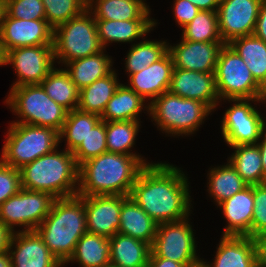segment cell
Masks as SVG:
<instances>
[{"mask_svg": "<svg viewBox=\"0 0 266 267\" xmlns=\"http://www.w3.org/2000/svg\"><path fill=\"white\" fill-rule=\"evenodd\" d=\"M182 39L194 42H223L218 30L217 11L200 10L182 30Z\"/></svg>", "mask_w": 266, "mask_h": 267, "instance_id": "obj_38", "label": "cell"}, {"mask_svg": "<svg viewBox=\"0 0 266 267\" xmlns=\"http://www.w3.org/2000/svg\"><path fill=\"white\" fill-rule=\"evenodd\" d=\"M157 225L129 196L122 195L118 233L142 240L151 246L156 236Z\"/></svg>", "mask_w": 266, "mask_h": 267, "instance_id": "obj_25", "label": "cell"}, {"mask_svg": "<svg viewBox=\"0 0 266 267\" xmlns=\"http://www.w3.org/2000/svg\"><path fill=\"white\" fill-rule=\"evenodd\" d=\"M5 65V52L2 48V43L0 40V66H4Z\"/></svg>", "mask_w": 266, "mask_h": 267, "instance_id": "obj_52", "label": "cell"}, {"mask_svg": "<svg viewBox=\"0 0 266 267\" xmlns=\"http://www.w3.org/2000/svg\"><path fill=\"white\" fill-rule=\"evenodd\" d=\"M257 144L261 153V161L263 165L264 176L266 177V126L263 129L260 140L258 141Z\"/></svg>", "mask_w": 266, "mask_h": 267, "instance_id": "obj_50", "label": "cell"}, {"mask_svg": "<svg viewBox=\"0 0 266 267\" xmlns=\"http://www.w3.org/2000/svg\"><path fill=\"white\" fill-rule=\"evenodd\" d=\"M254 213L251 238L266 234V183L253 185Z\"/></svg>", "mask_w": 266, "mask_h": 267, "instance_id": "obj_42", "label": "cell"}, {"mask_svg": "<svg viewBox=\"0 0 266 267\" xmlns=\"http://www.w3.org/2000/svg\"><path fill=\"white\" fill-rule=\"evenodd\" d=\"M173 68L172 56L167 52L157 62L152 63L142 71L131 74L128 82L130 84L127 86L146 99V102L148 100L152 102L168 91Z\"/></svg>", "mask_w": 266, "mask_h": 267, "instance_id": "obj_20", "label": "cell"}, {"mask_svg": "<svg viewBox=\"0 0 266 267\" xmlns=\"http://www.w3.org/2000/svg\"><path fill=\"white\" fill-rule=\"evenodd\" d=\"M227 101L229 103L232 101L234 104L224 112L221 122V135L225 143L229 147L257 144L266 126V119L251 104L252 102L265 104L264 99H227Z\"/></svg>", "mask_w": 266, "mask_h": 267, "instance_id": "obj_10", "label": "cell"}, {"mask_svg": "<svg viewBox=\"0 0 266 267\" xmlns=\"http://www.w3.org/2000/svg\"><path fill=\"white\" fill-rule=\"evenodd\" d=\"M46 21L53 27L68 22L87 9V0H42Z\"/></svg>", "mask_w": 266, "mask_h": 267, "instance_id": "obj_40", "label": "cell"}, {"mask_svg": "<svg viewBox=\"0 0 266 267\" xmlns=\"http://www.w3.org/2000/svg\"><path fill=\"white\" fill-rule=\"evenodd\" d=\"M102 50L95 18L88 9L54 28L53 52L54 60H58V64L65 65Z\"/></svg>", "mask_w": 266, "mask_h": 267, "instance_id": "obj_8", "label": "cell"}, {"mask_svg": "<svg viewBox=\"0 0 266 267\" xmlns=\"http://www.w3.org/2000/svg\"><path fill=\"white\" fill-rule=\"evenodd\" d=\"M253 34L266 43V0L261 3Z\"/></svg>", "mask_w": 266, "mask_h": 267, "instance_id": "obj_46", "label": "cell"}, {"mask_svg": "<svg viewBox=\"0 0 266 267\" xmlns=\"http://www.w3.org/2000/svg\"><path fill=\"white\" fill-rule=\"evenodd\" d=\"M168 91L186 99L206 104L212 111L219 105L215 73H203L173 68Z\"/></svg>", "mask_w": 266, "mask_h": 267, "instance_id": "obj_17", "label": "cell"}, {"mask_svg": "<svg viewBox=\"0 0 266 267\" xmlns=\"http://www.w3.org/2000/svg\"><path fill=\"white\" fill-rule=\"evenodd\" d=\"M223 42H194L182 39L168 52L172 56L174 68L203 73H215L216 64Z\"/></svg>", "mask_w": 266, "mask_h": 267, "instance_id": "obj_18", "label": "cell"}, {"mask_svg": "<svg viewBox=\"0 0 266 267\" xmlns=\"http://www.w3.org/2000/svg\"><path fill=\"white\" fill-rule=\"evenodd\" d=\"M214 261H204L207 267H256L253 239L249 236H223L216 248Z\"/></svg>", "mask_w": 266, "mask_h": 267, "instance_id": "obj_22", "label": "cell"}, {"mask_svg": "<svg viewBox=\"0 0 266 267\" xmlns=\"http://www.w3.org/2000/svg\"><path fill=\"white\" fill-rule=\"evenodd\" d=\"M145 101L141 95L121 83L112 98L107 102L106 108L100 116L101 120L105 122L140 121L139 116L142 110H146L149 114L150 103H145ZM145 104L147 105L145 106Z\"/></svg>", "mask_w": 266, "mask_h": 267, "instance_id": "obj_26", "label": "cell"}, {"mask_svg": "<svg viewBox=\"0 0 266 267\" xmlns=\"http://www.w3.org/2000/svg\"><path fill=\"white\" fill-rule=\"evenodd\" d=\"M217 93L221 99H264L265 90L255 81L238 53L229 45L221 48L215 70Z\"/></svg>", "mask_w": 266, "mask_h": 267, "instance_id": "obj_9", "label": "cell"}, {"mask_svg": "<svg viewBox=\"0 0 266 267\" xmlns=\"http://www.w3.org/2000/svg\"><path fill=\"white\" fill-rule=\"evenodd\" d=\"M21 189L20 170L0 160V205Z\"/></svg>", "mask_w": 266, "mask_h": 267, "instance_id": "obj_43", "label": "cell"}, {"mask_svg": "<svg viewBox=\"0 0 266 267\" xmlns=\"http://www.w3.org/2000/svg\"><path fill=\"white\" fill-rule=\"evenodd\" d=\"M112 57L105 54V49L99 53L66 63L65 70L79 90L91 85L97 79L109 75L113 71Z\"/></svg>", "mask_w": 266, "mask_h": 267, "instance_id": "obj_28", "label": "cell"}, {"mask_svg": "<svg viewBox=\"0 0 266 267\" xmlns=\"http://www.w3.org/2000/svg\"><path fill=\"white\" fill-rule=\"evenodd\" d=\"M4 11L16 19L46 20L42 0H4Z\"/></svg>", "mask_w": 266, "mask_h": 267, "instance_id": "obj_41", "label": "cell"}, {"mask_svg": "<svg viewBox=\"0 0 266 267\" xmlns=\"http://www.w3.org/2000/svg\"><path fill=\"white\" fill-rule=\"evenodd\" d=\"M107 151L106 122L100 120L86 135L85 139L72 152L76 163L80 166L85 161L97 157Z\"/></svg>", "mask_w": 266, "mask_h": 267, "instance_id": "obj_39", "label": "cell"}, {"mask_svg": "<svg viewBox=\"0 0 266 267\" xmlns=\"http://www.w3.org/2000/svg\"><path fill=\"white\" fill-rule=\"evenodd\" d=\"M142 156L106 152L79 166V196H129L142 170L150 164Z\"/></svg>", "mask_w": 266, "mask_h": 267, "instance_id": "obj_2", "label": "cell"}, {"mask_svg": "<svg viewBox=\"0 0 266 267\" xmlns=\"http://www.w3.org/2000/svg\"><path fill=\"white\" fill-rule=\"evenodd\" d=\"M87 9L95 19L155 20L145 0H87Z\"/></svg>", "mask_w": 266, "mask_h": 267, "instance_id": "obj_24", "label": "cell"}, {"mask_svg": "<svg viewBox=\"0 0 266 267\" xmlns=\"http://www.w3.org/2000/svg\"><path fill=\"white\" fill-rule=\"evenodd\" d=\"M54 28L46 20H23L5 12L0 25V40L4 52L20 47L53 45Z\"/></svg>", "mask_w": 266, "mask_h": 267, "instance_id": "obj_15", "label": "cell"}, {"mask_svg": "<svg viewBox=\"0 0 266 267\" xmlns=\"http://www.w3.org/2000/svg\"><path fill=\"white\" fill-rule=\"evenodd\" d=\"M143 38V41L132 44L125 60L126 73L134 74L157 62L168 52L169 43Z\"/></svg>", "mask_w": 266, "mask_h": 267, "instance_id": "obj_36", "label": "cell"}, {"mask_svg": "<svg viewBox=\"0 0 266 267\" xmlns=\"http://www.w3.org/2000/svg\"><path fill=\"white\" fill-rule=\"evenodd\" d=\"M4 0H0V25L4 14Z\"/></svg>", "mask_w": 266, "mask_h": 267, "instance_id": "obj_53", "label": "cell"}, {"mask_svg": "<svg viewBox=\"0 0 266 267\" xmlns=\"http://www.w3.org/2000/svg\"><path fill=\"white\" fill-rule=\"evenodd\" d=\"M47 95L68 111L77 109L79 102V89L72 82L65 68H53L41 82Z\"/></svg>", "mask_w": 266, "mask_h": 267, "instance_id": "obj_34", "label": "cell"}, {"mask_svg": "<svg viewBox=\"0 0 266 267\" xmlns=\"http://www.w3.org/2000/svg\"><path fill=\"white\" fill-rule=\"evenodd\" d=\"M208 172L207 191L217 206L248 186L228 160L226 165L211 167Z\"/></svg>", "mask_w": 266, "mask_h": 267, "instance_id": "obj_33", "label": "cell"}, {"mask_svg": "<svg viewBox=\"0 0 266 267\" xmlns=\"http://www.w3.org/2000/svg\"><path fill=\"white\" fill-rule=\"evenodd\" d=\"M141 124L139 121H110L106 122L107 151L124 155L141 156L131 152L135 145L137 133Z\"/></svg>", "mask_w": 266, "mask_h": 267, "instance_id": "obj_37", "label": "cell"}, {"mask_svg": "<svg viewBox=\"0 0 266 267\" xmlns=\"http://www.w3.org/2000/svg\"><path fill=\"white\" fill-rule=\"evenodd\" d=\"M0 267H12V260L9 251L0 254Z\"/></svg>", "mask_w": 266, "mask_h": 267, "instance_id": "obj_51", "label": "cell"}, {"mask_svg": "<svg viewBox=\"0 0 266 267\" xmlns=\"http://www.w3.org/2000/svg\"><path fill=\"white\" fill-rule=\"evenodd\" d=\"M0 160L20 169L56 149L59 133L49 127L10 123Z\"/></svg>", "mask_w": 266, "mask_h": 267, "instance_id": "obj_7", "label": "cell"}, {"mask_svg": "<svg viewBox=\"0 0 266 267\" xmlns=\"http://www.w3.org/2000/svg\"><path fill=\"white\" fill-rule=\"evenodd\" d=\"M8 251L12 267H61L36 230L15 231Z\"/></svg>", "mask_w": 266, "mask_h": 267, "instance_id": "obj_19", "label": "cell"}, {"mask_svg": "<svg viewBox=\"0 0 266 267\" xmlns=\"http://www.w3.org/2000/svg\"><path fill=\"white\" fill-rule=\"evenodd\" d=\"M100 120L101 117L94 113L83 112L79 109L68 111L63 128L59 133V143L66 139L65 149L73 152Z\"/></svg>", "mask_w": 266, "mask_h": 267, "instance_id": "obj_35", "label": "cell"}, {"mask_svg": "<svg viewBox=\"0 0 266 267\" xmlns=\"http://www.w3.org/2000/svg\"><path fill=\"white\" fill-rule=\"evenodd\" d=\"M70 262H77L82 267H104L109 265V238L86 232L76 243L72 256L68 261L61 263V267Z\"/></svg>", "mask_w": 266, "mask_h": 267, "instance_id": "obj_29", "label": "cell"}, {"mask_svg": "<svg viewBox=\"0 0 266 267\" xmlns=\"http://www.w3.org/2000/svg\"><path fill=\"white\" fill-rule=\"evenodd\" d=\"M189 221L188 216L180 221L158 224L150 246L151 253L185 265H195L202 261L196 253V238Z\"/></svg>", "mask_w": 266, "mask_h": 267, "instance_id": "obj_12", "label": "cell"}, {"mask_svg": "<svg viewBox=\"0 0 266 267\" xmlns=\"http://www.w3.org/2000/svg\"><path fill=\"white\" fill-rule=\"evenodd\" d=\"M189 181L180 168L169 163H150L140 171L129 197L157 224L190 216Z\"/></svg>", "mask_w": 266, "mask_h": 267, "instance_id": "obj_1", "label": "cell"}, {"mask_svg": "<svg viewBox=\"0 0 266 267\" xmlns=\"http://www.w3.org/2000/svg\"><path fill=\"white\" fill-rule=\"evenodd\" d=\"M263 0H220L218 30L224 44L252 35Z\"/></svg>", "mask_w": 266, "mask_h": 267, "instance_id": "obj_14", "label": "cell"}, {"mask_svg": "<svg viewBox=\"0 0 266 267\" xmlns=\"http://www.w3.org/2000/svg\"><path fill=\"white\" fill-rule=\"evenodd\" d=\"M20 120L11 123L49 127L60 133L68 110L52 100L41 84L11 87L5 99Z\"/></svg>", "mask_w": 266, "mask_h": 267, "instance_id": "obj_6", "label": "cell"}, {"mask_svg": "<svg viewBox=\"0 0 266 267\" xmlns=\"http://www.w3.org/2000/svg\"><path fill=\"white\" fill-rule=\"evenodd\" d=\"M149 115L157 128L167 136H189L194 134L212 110L203 102L186 99L164 92L149 102Z\"/></svg>", "mask_w": 266, "mask_h": 267, "instance_id": "obj_5", "label": "cell"}, {"mask_svg": "<svg viewBox=\"0 0 266 267\" xmlns=\"http://www.w3.org/2000/svg\"><path fill=\"white\" fill-rule=\"evenodd\" d=\"M36 231L60 263L68 261L76 243L87 232L83 196L54 199Z\"/></svg>", "mask_w": 266, "mask_h": 267, "instance_id": "obj_3", "label": "cell"}, {"mask_svg": "<svg viewBox=\"0 0 266 267\" xmlns=\"http://www.w3.org/2000/svg\"><path fill=\"white\" fill-rule=\"evenodd\" d=\"M256 253V266L266 267V234L253 237Z\"/></svg>", "mask_w": 266, "mask_h": 267, "instance_id": "obj_45", "label": "cell"}, {"mask_svg": "<svg viewBox=\"0 0 266 267\" xmlns=\"http://www.w3.org/2000/svg\"><path fill=\"white\" fill-rule=\"evenodd\" d=\"M228 44L246 63L255 81L266 90V43L252 34L235 38Z\"/></svg>", "mask_w": 266, "mask_h": 267, "instance_id": "obj_30", "label": "cell"}, {"mask_svg": "<svg viewBox=\"0 0 266 267\" xmlns=\"http://www.w3.org/2000/svg\"><path fill=\"white\" fill-rule=\"evenodd\" d=\"M117 75L116 70H113L109 75L97 79L91 85L79 90L77 109L101 116L107 102L121 84L118 82Z\"/></svg>", "mask_w": 266, "mask_h": 267, "instance_id": "obj_31", "label": "cell"}, {"mask_svg": "<svg viewBox=\"0 0 266 267\" xmlns=\"http://www.w3.org/2000/svg\"><path fill=\"white\" fill-rule=\"evenodd\" d=\"M87 232L111 238L118 233L122 195L83 196Z\"/></svg>", "mask_w": 266, "mask_h": 267, "instance_id": "obj_16", "label": "cell"}, {"mask_svg": "<svg viewBox=\"0 0 266 267\" xmlns=\"http://www.w3.org/2000/svg\"><path fill=\"white\" fill-rule=\"evenodd\" d=\"M149 267H190L193 265H185L183 263H179L170 259H166L163 257H156L151 252L149 254L148 259Z\"/></svg>", "mask_w": 266, "mask_h": 267, "instance_id": "obj_48", "label": "cell"}, {"mask_svg": "<svg viewBox=\"0 0 266 267\" xmlns=\"http://www.w3.org/2000/svg\"><path fill=\"white\" fill-rule=\"evenodd\" d=\"M264 102H266V90H265V97H264Z\"/></svg>", "mask_w": 266, "mask_h": 267, "instance_id": "obj_56", "label": "cell"}, {"mask_svg": "<svg viewBox=\"0 0 266 267\" xmlns=\"http://www.w3.org/2000/svg\"><path fill=\"white\" fill-rule=\"evenodd\" d=\"M104 267H117V266H114V265H112V264H109V265L104 266Z\"/></svg>", "mask_w": 266, "mask_h": 267, "instance_id": "obj_55", "label": "cell"}, {"mask_svg": "<svg viewBox=\"0 0 266 267\" xmlns=\"http://www.w3.org/2000/svg\"><path fill=\"white\" fill-rule=\"evenodd\" d=\"M235 151L228 161L248 186L266 183L258 144L230 146Z\"/></svg>", "mask_w": 266, "mask_h": 267, "instance_id": "obj_32", "label": "cell"}, {"mask_svg": "<svg viewBox=\"0 0 266 267\" xmlns=\"http://www.w3.org/2000/svg\"><path fill=\"white\" fill-rule=\"evenodd\" d=\"M97 34L103 49L110 43H132L143 39L157 25L156 20L95 19ZM143 36V37H142Z\"/></svg>", "mask_w": 266, "mask_h": 267, "instance_id": "obj_23", "label": "cell"}, {"mask_svg": "<svg viewBox=\"0 0 266 267\" xmlns=\"http://www.w3.org/2000/svg\"><path fill=\"white\" fill-rule=\"evenodd\" d=\"M227 220L223 236L251 237L254 213L253 186H247L218 205Z\"/></svg>", "mask_w": 266, "mask_h": 267, "instance_id": "obj_21", "label": "cell"}, {"mask_svg": "<svg viewBox=\"0 0 266 267\" xmlns=\"http://www.w3.org/2000/svg\"><path fill=\"white\" fill-rule=\"evenodd\" d=\"M57 149L19 169L21 188L46 192L55 199L77 195L79 166L72 152Z\"/></svg>", "mask_w": 266, "mask_h": 267, "instance_id": "obj_4", "label": "cell"}, {"mask_svg": "<svg viewBox=\"0 0 266 267\" xmlns=\"http://www.w3.org/2000/svg\"><path fill=\"white\" fill-rule=\"evenodd\" d=\"M199 11L200 9L188 0H174V19L181 28L188 25Z\"/></svg>", "mask_w": 266, "mask_h": 267, "instance_id": "obj_44", "label": "cell"}, {"mask_svg": "<svg viewBox=\"0 0 266 267\" xmlns=\"http://www.w3.org/2000/svg\"><path fill=\"white\" fill-rule=\"evenodd\" d=\"M190 267H207L203 261H200L199 263L193 265V266H190Z\"/></svg>", "mask_w": 266, "mask_h": 267, "instance_id": "obj_54", "label": "cell"}, {"mask_svg": "<svg viewBox=\"0 0 266 267\" xmlns=\"http://www.w3.org/2000/svg\"><path fill=\"white\" fill-rule=\"evenodd\" d=\"M197 8L204 11H217L220 0H188Z\"/></svg>", "mask_w": 266, "mask_h": 267, "instance_id": "obj_49", "label": "cell"}, {"mask_svg": "<svg viewBox=\"0 0 266 267\" xmlns=\"http://www.w3.org/2000/svg\"><path fill=\"white\" fill-rule=\"evenodd\" d=\"M54 199L49 193L21 188L0 205V221L13 231L14 226L35 231L48 216Z\"/></svg>", "mask_w": 266, "mask_h": 267, "instance_id": "obj_11", "label": "cell"}, {"mask_svg": "<svg viewBox=\"0 0 266 267\" xmlns=\"http://www.w3.org/2000/svg\"><path fill=\"white\" fill-rule=\"evenodd\" d=\"M110 264L117 267H146L150 245L142 240L117 233L109 238Z\"/></svg>", "mask_w": 266, "mask_h": 267, "instance_id": "obj_27", "label": "cell"}, {"mask_svg": "<svg viewBox=\"0 0 266 267\" xmlns=\"http://www.w3.org/2000/svg\"><path fill=\"white\" fill-rule=\"evenodd\" d=\"M15 231L0 221V254L7 252Z\"/></svg>", "mask_w": 266, "mask_h": 267, "instance_id": "obj_47", "label": "cell"}, {"mask_svg": "<svg viewBox=\"0 0 266 267\" xmlns=\"http://www.w3.org/2000/svg\"><path fill=\"white\" fill-rule=\"evenodd\" d=\"M55 63L53 45L20 47L5 53V65L11 64L18 77L11 87L41 84Z\"/></svg>", "mask_w": 266, "mask_h": 267, "instance_id": "obj_13", "label": "cell"}]
</instances>
